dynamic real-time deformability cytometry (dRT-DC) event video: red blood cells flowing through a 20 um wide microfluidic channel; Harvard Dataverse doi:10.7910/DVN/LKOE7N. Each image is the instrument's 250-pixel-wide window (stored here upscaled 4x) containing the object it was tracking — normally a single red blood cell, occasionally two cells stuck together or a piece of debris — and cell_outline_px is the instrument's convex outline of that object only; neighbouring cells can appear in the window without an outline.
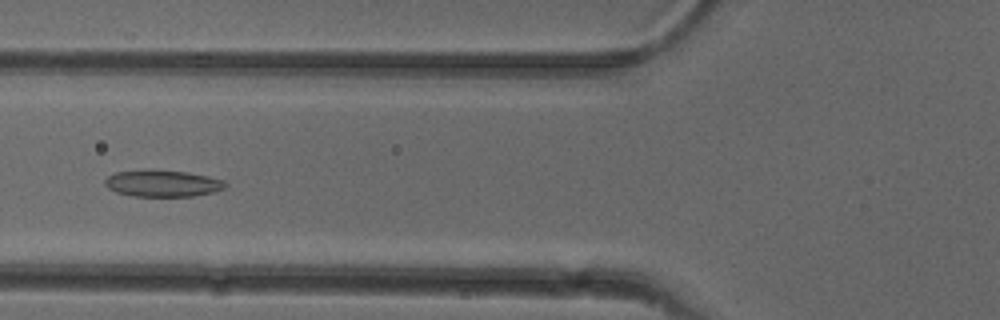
{"species": "common noctule bat (a hibernating species)", "species_latin": "Nyctalus noctula", "temperature_condition": "cold", "stored_images_in_passage": 52, "camera_frame_rate_fps": 3000, "um_per_image_px": 0.085, "animal": {"sex": "female"}, "frame": {"image": 1, "passage_image": 20, "time_ms": 6.333, "image_size_px": [1000, 320], "cell_outline_px": [[228, 184], [224, 188], [212, 192], [192, 196], [132, 196], [116, 192], [108, 188], [104, 184], [104, 180], [108, 176], [116, 172], [144, 168], [188, 172], [208, 176], [224, 180]], "centroid_in_image_um": [13.78, 15.56], "position_along_channel_um": 112.0, "area_um2": 19.02}}
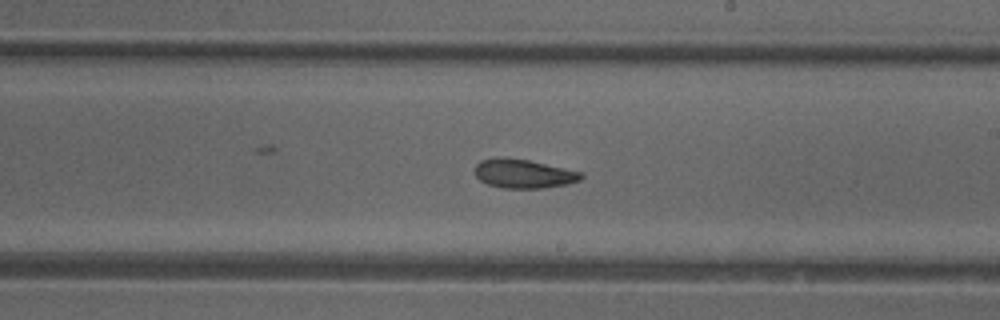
{"frame": {"image": 2, "passage_image": 30, "time_ms": 9.667, "image_size_px": [1000, 320], "cell_outline_px": [[584, 176], [580, 180], [568, 184], [544, 188], [504, 188], [488, 184], [480, 180], [476, 176], [476, 164], [480, 160], [496, 156], [528, 160], [584, 172]], "centroid_in_image_um": [44.52, 14.75], "position_along_channel_um": 244.5, "area_um2": 18.03}}
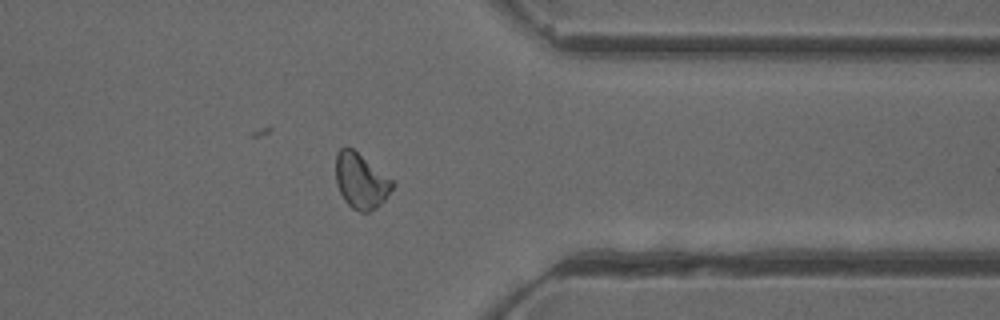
{"frame": {"image": 3, "passage_image": 41, "time_ms": 13.333, "image_size_px": [1000, 320], "cell_outline_px": [[396, 184], [384, 200], [376, 208], [368, 212], [360, 212], [352, 208], [344, 200], [336, 184], [336, 152], [340, 148], [352, 148], [392, 180]], "centroid_in_image_um": [30.66, 15.4], "position_along_channel_um": 380.7, "area_um2": 18.03}, "authors_computed_cell_mechanics": {"area_um2": 18.8428, "velocity_mm_per_s": 3.9639, "shape_relaxation_time_tau1_ms": null, "shape_relaxation_time_tau2_ms": 3.8576, "deformation_change_tau1": null, "deformation_change_tau2": 0.0961}}